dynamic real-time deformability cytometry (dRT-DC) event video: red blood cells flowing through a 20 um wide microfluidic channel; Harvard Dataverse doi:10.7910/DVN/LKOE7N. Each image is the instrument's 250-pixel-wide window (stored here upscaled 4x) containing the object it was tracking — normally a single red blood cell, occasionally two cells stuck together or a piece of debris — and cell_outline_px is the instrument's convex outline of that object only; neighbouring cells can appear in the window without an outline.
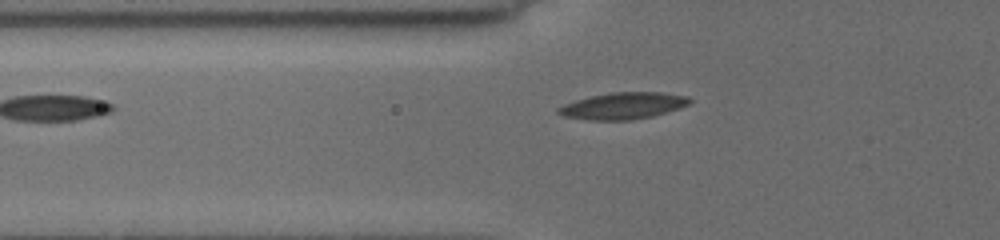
{"species": "common noctule bat (a hibernating species)", "species_latin": "Nyctalus noctula", "temperature_condition": "cold", "stored_images_in_passage": 8, "camera_frame_rate_fps": 3000, "um_per_image_px": 0.085, "animal": {"sex": "female", "body_mass_g": 19.5, "forearm_length_mm": 54.1}, "frame": {"image": 1, "passage_image": 8, "time_ms": 4.333, "image_size_px": [1000, 240], "cell_outline_px": [[692, 100], [688, 104], [680, 108], [652, 116], [632, 120], [588, 120], [564, 116], [556, 112], [556, 108], [564, 104], [576, 100], [592, 96], [612, 92], [660, 92], [688, 96]], "centroid_in_image_um": [52.96, 8.99], "position_along_channel_um": 72.8, "area_um2": 20.35}}